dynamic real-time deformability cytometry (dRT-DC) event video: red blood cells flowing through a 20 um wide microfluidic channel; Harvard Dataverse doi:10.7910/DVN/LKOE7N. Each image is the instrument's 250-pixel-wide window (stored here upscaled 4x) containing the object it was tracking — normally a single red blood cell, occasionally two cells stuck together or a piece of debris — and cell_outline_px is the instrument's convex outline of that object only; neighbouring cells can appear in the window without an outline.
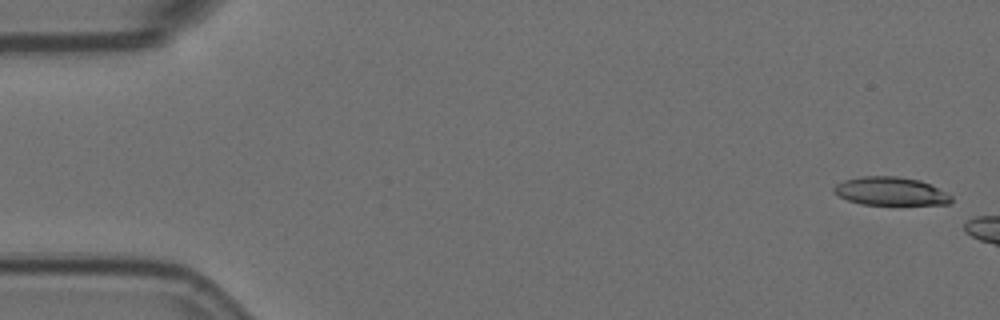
{"species": "Egyptian fruit bat (a non-hibernating species)", "species_latin": "Rousettus aegyptiacus", "temperature_condition": "room temperature", "stored_images_in_passage": 4, "camera_frame_rate_fps": 3000, "um_per_image_px": 0.085, "animal": {"sex": "female"}, "frame": {"image": 1, "passage_image": 1, "time_ms": 0.0, "image_size_px": [1000, 320], "cell_outline_px": [[952, 200], [948, 204], [860, 204], [848, 200], [832, 192], [832, 188], [836, 184], [844, 180], [864, 176], [896, 176], [920, 180], [952, 196]], "centroid_in_image_um": [75.65, 16.25], "position_along_channel_um": 9.4, "area_um2": 19.07}}